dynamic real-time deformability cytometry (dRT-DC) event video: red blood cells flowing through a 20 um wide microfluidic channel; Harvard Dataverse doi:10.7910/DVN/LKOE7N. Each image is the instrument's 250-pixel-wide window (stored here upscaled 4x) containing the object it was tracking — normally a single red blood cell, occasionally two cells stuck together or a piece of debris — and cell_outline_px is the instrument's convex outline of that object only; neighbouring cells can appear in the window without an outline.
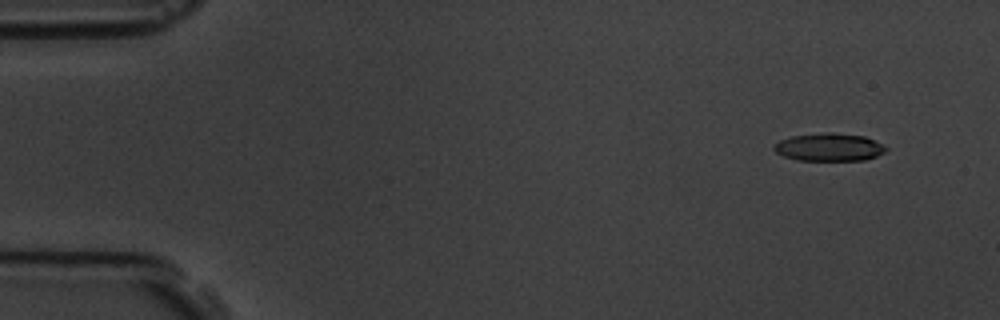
{"species": "common noctule bat (a hibernating species)", "species_latin": "Nyctalus noctula", "temperature_condition": "room temperature", "stored_images_in_passage": 6, "camera_frame_rate_fps": 3000, "um_per_image_px": 0.085, "animal": {"sex": "male", "body_mass_g": 19.5, "forearm_length_mm": 54.6}, "frame": {"image": 1, "passage_image": 2, "time_ms": 1.0, "image_size_px": [1000, 320], "cell_outline_px": [[888, 148], [884, 152], [876, 156], [864, 160], [796, 160], [784, 156], [776, 152], [772, 148], [780, 140], [792, 136], [828, 132], [832, 132], [864, 136]], "centroid_in_image_um": [70.45, 12.51], "position_along_channel_um": 14.5, "area_um2": 17.92}}
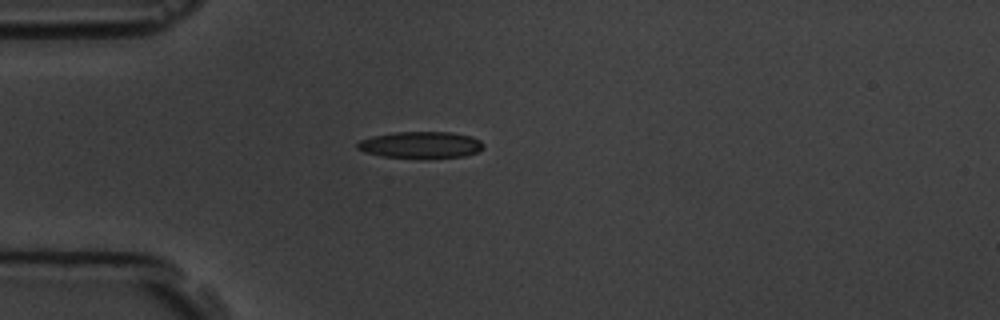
{"frame": {"image": 2, "passage_image": 5, "time_ms": 4.667, "image_size_px": [1000, 320], "cell_outline_px": [[484, 148], [476, 152], [464, 156], [424, 160], [380, 156], [364, 152], [356, 148], [356, 144], [360, 140], [372, 136], [396, 132], [452, 132], [472, 136], [480, 140], [484, 144]], "centroid_in_image_um": [35.77, 12.34], "position_along_channel_um": 49.2, "area_um2": 20.23}}